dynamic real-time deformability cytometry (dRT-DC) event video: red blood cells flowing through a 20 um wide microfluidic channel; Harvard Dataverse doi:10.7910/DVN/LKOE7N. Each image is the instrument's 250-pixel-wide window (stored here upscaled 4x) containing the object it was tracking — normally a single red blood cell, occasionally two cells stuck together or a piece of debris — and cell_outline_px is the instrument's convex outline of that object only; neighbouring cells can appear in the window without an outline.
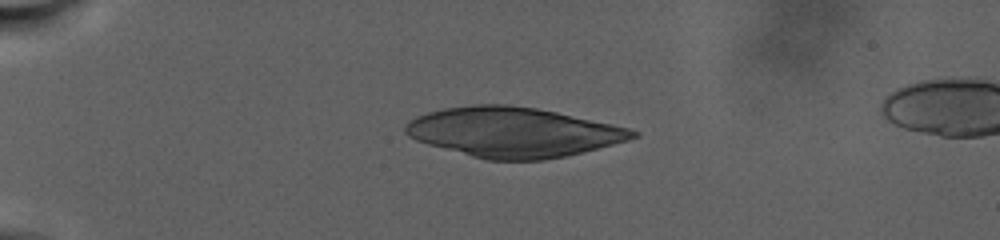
{"species": "human", "species_latin": "Homo sapiens", "temperature_condition": "warm", "stored_images_in_passage": 7, "camera_frame_rate_fps": 3000, "um_per_image_px": 0.085, "donor": {"sex": "male"}, "frame": {"image": 1, "passage_image": 1, "time_ms": 0.0, "image_size_px": [1000, 240], "cell_outline_px": [[640, 136], [628, 140], [564, 156], [544, 160], [488, 160], [472, 156], [428, 144], [416, 140], [408, 136], [404, 132], [404, 128], [408, 120], [416, 116], [428, 112], [444, 108], [472, 104], [508, 104], [536, 108], [556, 112], [612, 124], [628, 128], [640, 132]], "centroid_in_image_um": [43.59, 11.23], "position_along_channel_um": 41.4, "area_um2": 65.66}}